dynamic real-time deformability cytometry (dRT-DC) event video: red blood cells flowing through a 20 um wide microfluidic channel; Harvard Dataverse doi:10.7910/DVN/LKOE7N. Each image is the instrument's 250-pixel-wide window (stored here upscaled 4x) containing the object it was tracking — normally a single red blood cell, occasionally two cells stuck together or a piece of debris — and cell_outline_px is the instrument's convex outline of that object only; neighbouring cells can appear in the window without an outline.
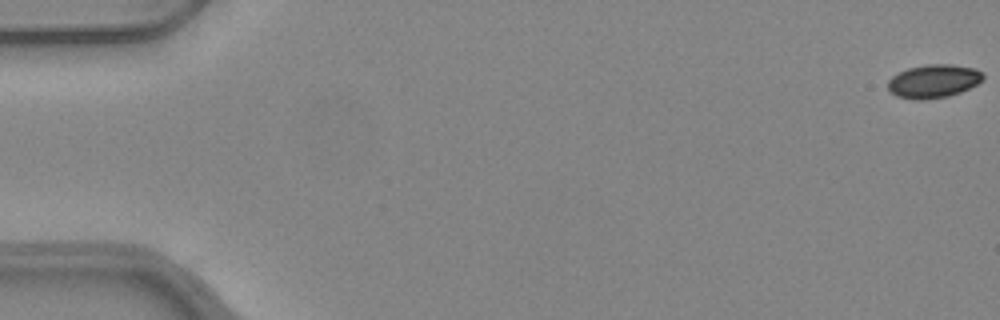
{"species": "common noctule bat (a hibernating species)", "species_latin": "Nyctalus noctula", "temperature_condition": "warm", "stored_images_in_passage": 9, "camera_frame_rate_fps": 3000, "um_per_image_px": 0.085, "animal": {"sex": "female", "body_mass_g": 24.6, "forearm_length_mm": 56.2}, "frame": {"image": 1, "passage_image": 1, "time_ms": 0.0, "image_size_px": [1000, 320], "cell_outline_px": [[984, 80], [960, 92], [948, 96], [920, 100], [916, 100], [896, 96], [888, 88], [888, 80], [892, 76], [908, 68], [924, 64], [952, 64], [972, 68], [980, 72], [984, 76]], "centroid_in_image_um": [79.33, 6.89], "position_along_channel_um": 5.7, "area_um2": 18.38}}